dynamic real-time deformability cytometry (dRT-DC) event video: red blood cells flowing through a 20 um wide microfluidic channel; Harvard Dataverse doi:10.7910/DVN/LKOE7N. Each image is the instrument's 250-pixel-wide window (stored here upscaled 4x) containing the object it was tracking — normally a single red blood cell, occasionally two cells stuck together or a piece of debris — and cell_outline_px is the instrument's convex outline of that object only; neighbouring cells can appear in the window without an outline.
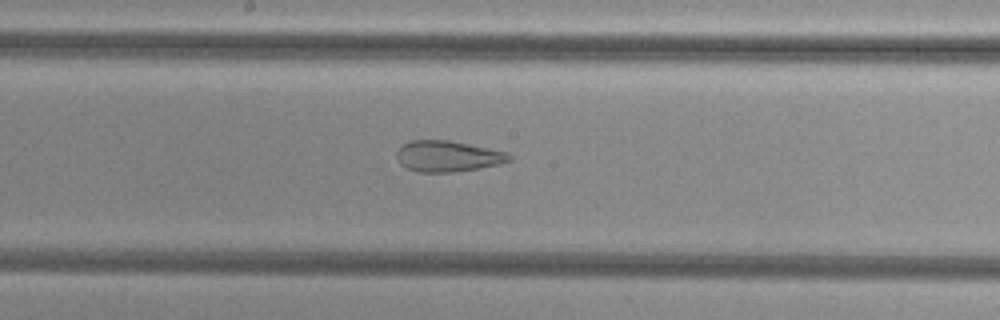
{"species": "common noctule bat (a hibernating species)", "species_latin": "Nyctalus noctula", "temperature_condition": "cold", "stored_images_in_passage": 54, "camera_frame_rate_fps": 3000, "um_per_image_px": 0.085, "animal": {"sex": "female", "body_mass_g": 29.2, "forearm_length_mm": 56.3}, "frame": {"image": 1, "passage_image": 29, "time_ms": 9.333, "image_size_px": [1000, 320], "cell_outline_px": [[512, 160], [500, 164], [452, 172], [420, 172], [408, 168], [400, 164], [396, 156], [396, 152], [404, 144], [412, 140], [448, 140], [468, 144], [504, 152], [512, 156]], "centroid_in_image_um": [38.03, 13.28], "position_along_channel_um": 210.2, "area_um2": 19.94}}
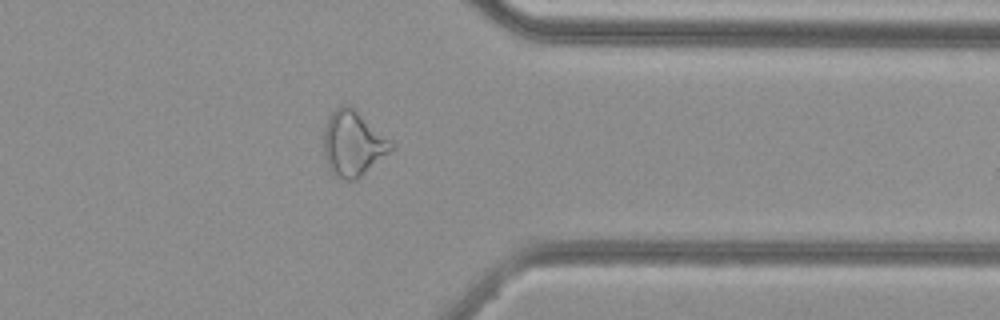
{"frame": {"image": 2, "passage_image": 43, "time_ms": 14.0, "image_size_px": [1000, 320], "cell_outline_px": [[396, 148], [356, 180], [336, 180], [328, 168], [324, 156], [324, 128], [332, 112], [340, 104], [348, 104], [392, 140], [396, 144]], "centroid_in_image_um": [30.02, 12.24], "position_along_channel_um": 381.4, "area_um2": 26.07}}
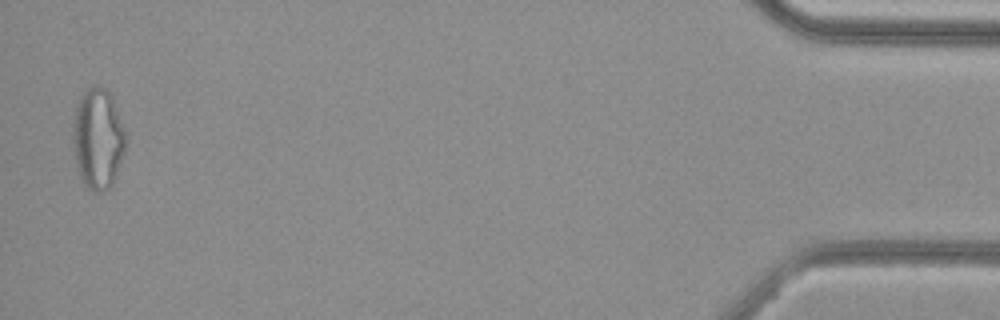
{"frame": {"image": 3, "passage_image": 53, "time_ms": 17.333, "image_size_px": [1000, 320], "cell_outline_px": [[128, 136], [124, 152], [116, 176], [112, 184], [108, 188], [100, 192], [92, 192], [84, 184], [80, 176], [76, 160], [72, 140], [72, 124], [76, 104], [80, 96], [88, 88], [96, 84], [108, 88], [112, 96]], "centroid_in_image_um": [8.33, 11.74], "position_along_channel_um": 426.9, "area_um2": 31.56}, "authors_computed_cell_mechanics": {"area_um2": 27.166, "velocity_mm_per_s": 3.8267, "shape_relaxation_time_tau1_ms": null, "shape_relaxation_time_tau2_ms": 1.722, "deformation_change_tau1": null, "deformation_change_tau2": 0.0979}}